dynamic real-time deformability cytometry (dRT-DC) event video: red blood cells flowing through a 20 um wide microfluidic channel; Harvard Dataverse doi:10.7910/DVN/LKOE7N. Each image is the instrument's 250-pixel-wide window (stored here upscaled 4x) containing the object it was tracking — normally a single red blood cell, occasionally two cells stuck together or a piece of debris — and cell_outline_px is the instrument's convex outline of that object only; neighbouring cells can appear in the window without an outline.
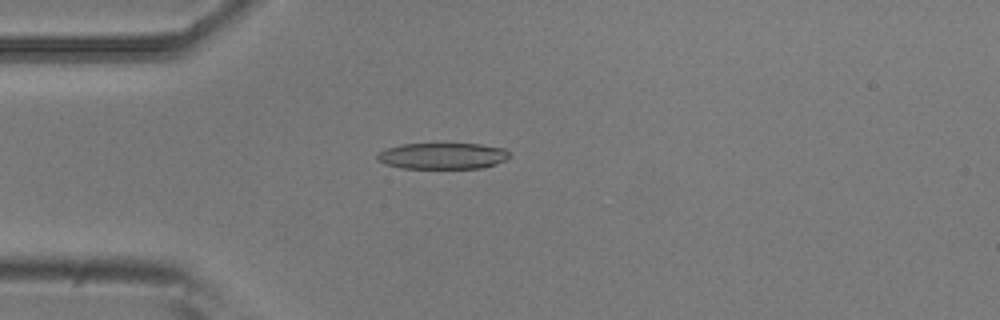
{"species": "common noctule bat (a hibernating species)", "species_latin": "Nyctalus noctula", "temperature_condition": "room temperature", "stored_images_in_passage": 3, "camera_frame_rate_fps": 3000, "um_per_image_px": 0.085, "animal": {"sex": "male", "body_mass_g": 20.5, "forearm_length_mm": 52.5}, "frame": {"image": 1, "passage_image": 3, "time_ms": 0.667, "image_size_px": [1000, 320], "cell_outline_px": [[512, 156], [508, 160], [496, 164], [480, 168], [404, 168], [384, 164], [376, 156], [380, 152], [388, 148], [400, 144], [480, 144], [504, 148], [512, 152]], "centroid_in_image_um": [37.71, 13.25], "position_along_channel_um": 47.3, "area_um2": 20.29}}